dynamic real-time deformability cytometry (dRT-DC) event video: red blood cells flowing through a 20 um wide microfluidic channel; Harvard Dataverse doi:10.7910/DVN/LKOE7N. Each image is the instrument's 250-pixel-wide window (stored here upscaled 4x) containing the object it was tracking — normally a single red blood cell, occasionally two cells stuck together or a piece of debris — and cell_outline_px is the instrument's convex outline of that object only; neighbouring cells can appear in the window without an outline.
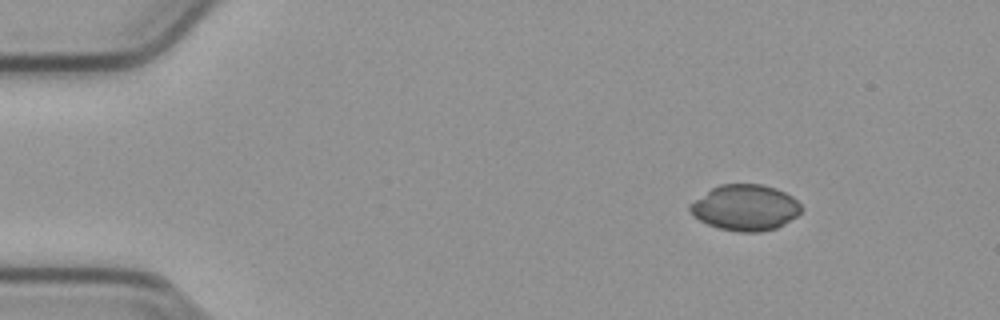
{"species": "common noctule bat (a hibernating species)", "species_latin": "Nyctalus noctula", "temperature_condition": "cold", "stored_images_in_passage": 54, "camera_frame_rate_fps": 3000, "um_per_image_px": 0.085, "animal": {"sex": "male", "body_mass_g": 23.1, "forearm_length_mm": 52.7}, "frame": {"image": 1, "passage_image": 7, "time_ms": 2.0, "image_size_px": [1000, 320], "cell_outline_px": [[804, 208], [796, 216], [784, 224], [776, 228], [760, 232], [740, 232], [720, 228], [708, 224], [700, 220], [688, 208], [688, 204], [712, 188], [720, 184], [760, 184], [776, 188], [792, 196]], "centroid_in_image_um": [63.36, 17.64], "position_along_channel_um": 21.6, "area_um2": 29.59}}
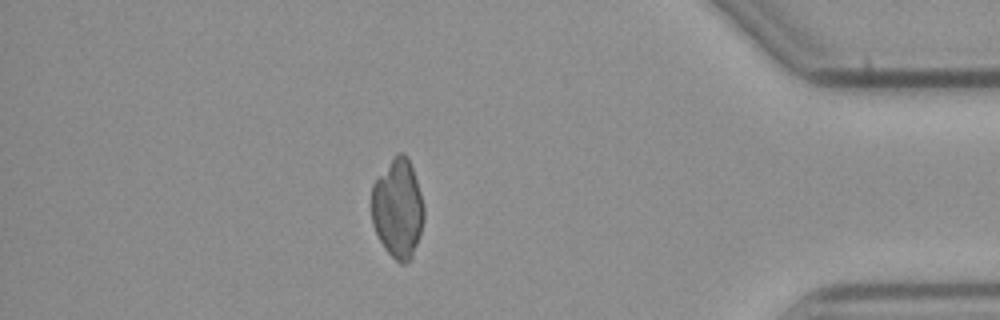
{"frame": {"image": 2, "passage_image": 47, "time_ms": 15.333, "image_size_px": [1000, 320], "cell_outline_px": [[424, 220], [420, 236], [412, 260], [404, 264], [400, 264], [384, 248], [372, 224], [372, 184], [392, 160], [400, 152], [404, 152], [408, 156], [420, 192], [424, 208]], "centroid_in_image_um": [33.83, 17.78], "position_along_channel_um": 401.4, "area_um2": 30.17}}